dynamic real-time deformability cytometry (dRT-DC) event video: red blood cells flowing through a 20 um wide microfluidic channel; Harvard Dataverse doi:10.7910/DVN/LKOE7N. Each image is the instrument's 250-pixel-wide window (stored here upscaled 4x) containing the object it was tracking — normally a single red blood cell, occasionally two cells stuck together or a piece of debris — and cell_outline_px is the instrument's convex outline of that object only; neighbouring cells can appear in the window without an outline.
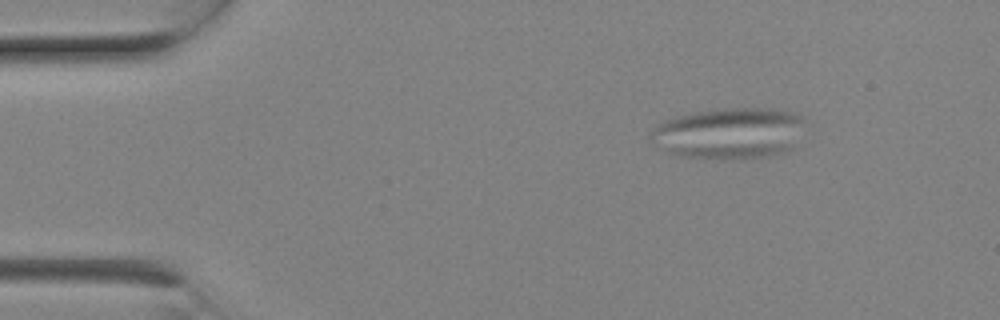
{"species": "Egyptian fruit bat (a non-hibernating species)", "species_latin": "Rousettus aegyptiacus", "temperature_condition": "room temperature", "stored_images_in_passage": 4, "camera_frame_rate_fps": 3000, "um_per_image_px": 0.085, "animal": {"sex": "female"}, "frame": {"image": 1, "passage_image": 1, "time_ms": 0.0, "image_size_px": [1000, 320], "cell_outline_px": [[808, 120], [796, 148], [784, 152], [764, 156], [740, 160], [720, 160], [676, 156], [656, 144], [652, 136], [652, 132], [660, 124], [676, 116], [696, 112], [724, 108], [764, 108], [792, 112], [804, 116]], "centroid_in_image_um": [62.13, 11.35], "position_along_channel_um": 22.9, "area_um2": 46.59}}
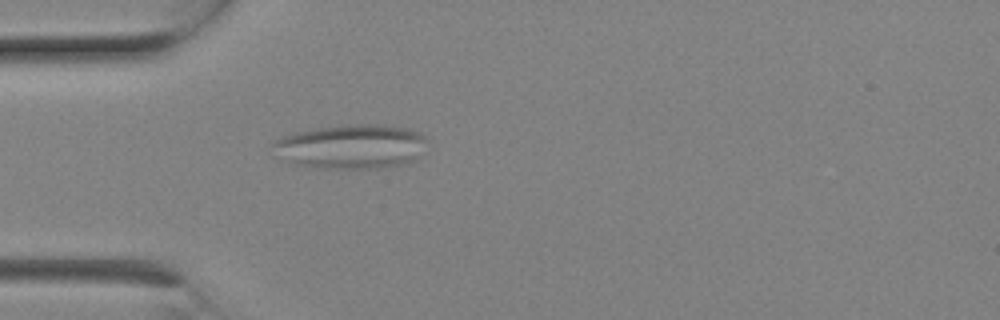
{"frame": {"image": 2, "passage_image": 4, "time_ms": 1.0, "image_size_px": [1000, 320], "cell_outline_px": [[428, 140], [416, 160], [408, 164], [384, 168], [320, 168], [296, 164], [280, 160], [272, 156], [272, 144], [276, 140], [284, 136], [296, 132], [316, 128], [348, 124], [384, 124], [408, 128], [420, 132]], "centroid_in_image_um": [29.85, 12.46], "position_along_channel_um": 55.2, "area_um2": 40.63}}